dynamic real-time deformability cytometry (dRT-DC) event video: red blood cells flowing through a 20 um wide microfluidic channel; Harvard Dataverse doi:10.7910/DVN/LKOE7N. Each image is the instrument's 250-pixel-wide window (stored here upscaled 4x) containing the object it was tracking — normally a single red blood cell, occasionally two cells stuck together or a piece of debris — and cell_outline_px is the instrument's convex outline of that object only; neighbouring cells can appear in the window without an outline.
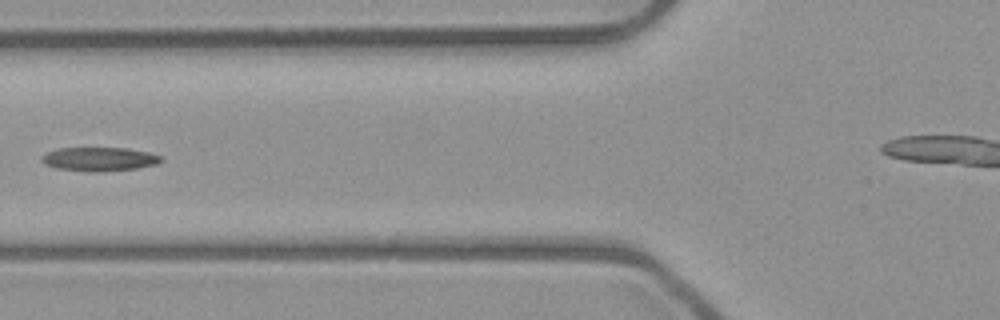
{"species": "common noctule bat (a hibernating species)", "species_latin": "Nyctalus noctula", "temperature_condition": "room temperature", "stored_images_in_passage": 6, "camera_frame_rate_fps": 3000, "um_per_image_px": 0.085, "animal": {"sex": "male", "body_mass_g": 23.1, "forearm_length_mm": 52.7}, "frame": {"image": 1, "passage_image": 6, "time_ms": 1.667, "image_size_px": [1000, 320], "cell_outline_px": [[164, 160], [156, 164], [136, 168], [100, 172], [92, 172], [56, 168], [44, 164], [40, 160], [40, 156], [56, 148], [128, 148], [148, 152], [160, 156]], "centroid_in_image_um": [8.41, 13.52], "position_along_channel_um": 117.4, "area_um2": 16.65}}